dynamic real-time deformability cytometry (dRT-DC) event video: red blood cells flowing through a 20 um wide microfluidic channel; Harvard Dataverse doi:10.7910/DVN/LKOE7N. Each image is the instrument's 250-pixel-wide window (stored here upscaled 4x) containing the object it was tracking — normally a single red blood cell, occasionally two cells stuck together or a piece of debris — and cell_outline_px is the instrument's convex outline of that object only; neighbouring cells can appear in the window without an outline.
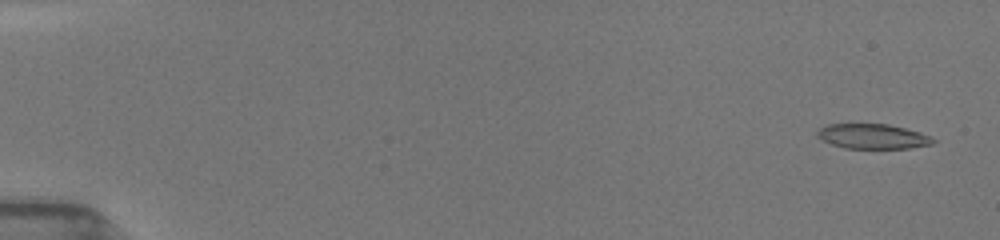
{"species": "common noctule bat (a hibernating species)", "species_latin": "Nyctalus noctula", "temperature_condition": "room temperature", "stored_images_in_passage": 13, "camera_frame_rate_fps": 3000, "um_per_image_px": 0.085, "animal": {"sex": "female", "body_mass_g": 19.5, "forearm_length_mm": 54.1}, "frame": {"image": 1, "passage_image": 3, "time_ms": 0.667, "image_size_px": [1000, 240], "cell_outline_px": [[936, 140], [932, 144], [908, 148], [844, 148], [832, 144], [816, 136], [816, 132], [820, 128], [828, 124], [888, 124], [920, 132]], "centroid_in_image_um": [74.16, 11.59], "position_along_channel_um": 10.8, "area_um2": 16.59}}